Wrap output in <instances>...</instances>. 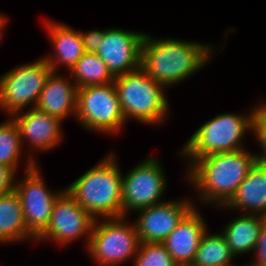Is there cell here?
I'll return each mask as SVG.
<instances>
[{"label": "cell", "instance_id": "cell-17", "mask_svg": "<svg viewBox=\"0 0 266 266\" xmlns=\"http://www.w3.org/2000/svg\"><path fill=\"white\" fill-rule=\"evenodd\" d=\"M52 71L43 87L36 109L62 121L75 118L77 86L68 73ZM70 116V117H69Z\"/></svg>", "mask_w": 266, "mask_h": 266}, {"label": "cell", "instance_id": "cell-13", "mask_svg": "<svg viewBox=\"0 0 266 266\" xmlns=\"http://www.w3.org/2000/svg\"><path fill=\"white\" fill-rule=\"evenodd\" d=\"M193 198L168 199L136 211L138 239L144 243H163L183 217L195 206Z\"/></svg>", "mask_w": 266, "mask_h": 266}, {"label": "cell", "instance_id": "cell-18", "mask_svg": "<svg viewBox=\"0 0 266 266\" xmlns=\"http://www.w3.org/2000/svg\"><path fill=\"white\" fill-rule=\"evenodd\" d=\"M219 208L266 217V166L255 163L234 196Z\"/></svg>", "mask_w": 266, "mask_h": 266}, {"label": "cell", "instance_id": "cell-4", "mask_svg": "<svg viewBox=\"0 0 266 266\" xmlns=\"http://www.w3.org/2000/svg\"><path fill=\"white\" fill-rule=\"evenodd\" d=\"M249 110L216 114L200 125L178 151L177 155L187 160L185 166L188 168L195 160L210 154L245 149V137L252 133L255 103Z\"/></svg>", "mask_w": 266, "mask_h": 266}, {"label": "cell", "instance_id": "cell-25", "mask_svg": "<svg viewBox=\"0 0 266 266\" xmlns=\"http://www.w3.org/2000/svg\"><path fill=\"white\" fill-rule=\"evenodd\" d=\"M252 118V133L260 147L258 152H254L256 163L266 166V98L257 102Z\"/></svg>", "mask_w": 266, "mask_h": 266}, {"label": "cell", "instance_id": "cell-26", "mask_svg": "<svg viewBox=\"0 0 266 266\" xmlns=\"http://www.w3.org/2000/svg\"><path fill=\"white\" fill-rule=\"evenodd\" d=\"M80 34L83 40L84 50L88 53H97L101 47V43L104 42L105 28L93 29L90 31H81Z\"/></svg>", "mask_w": 266, "mask_h": 266}, {"label": "cell", "instance_id": "cell-8", "mask_svg": "<svg viewBox=\"0 0 266 266\" xmlns=\"http://www.w3.org/2000/svg\"><path fill=\"white\" fill-rule=\"evenodd\" d=\"M43 58L18 65L0 75V113L7 117L35 108L52 72Z\"/></svg>", "mask_w": 266, "mask_h": 266}, {"label": "cell", "instance_id": "cell-2", "mask_svg": "<svg viewBox=\"0 0 266 266\" xmlns=\"http://www.w3.org/2000/svg\"><path fill=\"white\" fill-rule=\"evenodd\" d=\"M255 163V154L249 148L195 160L183 172L184 180L194 190V205H210L217 210L225 206Z\"/></svg>", "mask_w": 266, "mask_h": 266}, {"label": "cell", "instance_id": "cell-20", "mask_svg": "<svg viewBox=\"0 0 266 266\" xmlns=\"http://www.w3.org/2000/svg\"><path fill=\"white\" fill-rule=\"evenodd\" d=\"M27 230L19 195L14 190L0 196V246L16 242H35Z\"/></svg>", "mask_w": 266, "mask_h": 266}, {"label": "cell", "instance_id": "cell-6", "mask_svg": "<svg viewBox=\"0 0 266 266\" xmlns=\"http://www.w3.org/2000/svg\"><path fill=\"white\" fill-rule=\"evenodd\" d=\"M128 216L96 219L84 249L96 266H120L132 262L140 244L134 221ZM130 260V261H128Z\"/></svg>", "mask_w": 266, "mask_h": 266}, {"label": "cell", "instance_id": "cell-12", "mask_svg": "<svg viewBox=\"0 0 266 266\" xmlns=\"http://www.w3.org/2000/svg\"><path fill=\"white\" fill-rule=\"evenodd\" d=\"M11 118L18 126L23 149L30 146L28 150L24 149L27 154L26 158L23 157L26 160L23 165L24 171L39 164L36 160L37 153L50 151L63 142L65 134L62 123L64 121L56 116L31 108L15 113Z\"/></svg>", "mask_w": 266, "mask_h": 266}, {"label": "cell", "instance_id": "cell-15", "mask_svg": "<svg viewBox=\"0 0 266 266\" xmlns=\"http://www.w3.org/2000/svg\"><path fill=\"white\" fill-rule=\"evenodd\" d=\"M194 206L163 241L177 266H191L204 232L209 229L206 219Z\"/></svg>", "mask_w": 266, "mask_h": 266}, {"label": "cell", "instance_id": "cell-19", "mask_svg": "<svg viewBox=\"0 0 266 266\" xmlns=\"http://www.w3.org/2000/svg\"><path fill=\"white\" fill-rule=\"evenodd\" d=\"M233 219L227 221L220 230L225 236L231 253L236 258L254 253L258 237L263 224L262 215L237 213Z\"/></svg>", "mask_w": 266, "mask_h": 266}, {"label": "cell", "instance_id": "cell-31", "mask_svg": "<svg viewBox=\"0 0 266 266\" xmlns=\"http://www.w3.org/2000/svg\"><path fill=\"white\" fill-rule=\"evenodd\" d=\"M232 266H246V263L245 264H243V265H239V264H234V265H232Z\"/></svg>", "mask_w": 266, "mask_h": 266}, {"label": "cell", "instance_id": "cell-27", "mask_svg": "<svg viewBox=\"0 0 266 266\" xmlns=\"http://www.w3.org/2000/svg\"><path fill=\"white\" fill-rule=\"evenodd\" d=\"M17 173L6 165L0 164V196L15 190Z\"/></svg>", "mask_w": 266, "mask_h": 266}, {"label": "cell", "instance_id": "cell-16", "mask_svg": "<svg viewBox=\"0 0 266 266\" xmlns=\"http://www.w3.org/2000/svg\"><path fill=\"white\" fill-rule=\"evenodd\" d=\"M45 20L44 28L47 30L54 52L51 51V54L44 55L42 58L54 72H60L62 67H65L66 73H69L85 53L80 30L76 31L64 22Z\"/></svg>", "mask_w": 266, "mask_h": 266}, {"label": "cell", "instance_id": "cell-3", "mask_svg": "<svg viewBox=\"0 0 266 266\" xmlns=\"http://www.w3.org/2000/svg\"><path fill=\"white\" fill-rule=\"evenodd\" d=\"M116 155L114 150L109 151L65 187L94 220L122 216V171Z\"/></svg>", "mask_w": 266, "mask_h": 266}, {"label": "cell", "instance_id": "cell-24", "mask_svg": "<svg viewBox=\"0 0 266 266\" xmlns=\"http://www.w3.org/2000/svg\"><path fill=\"white\" fill-rule=\"evenodd\" d=\"M132 266H177L163 243L140 242Z\"/></svg>", "mask_w": 266, "mask_h": 266}, {"label": "cell", "instance_id": "cell-7", "mask_svg": "<svg viewBox=\"0 0 266 266\" xmlns=\"http://www.w3.org/2000/svg\"><path fill=\"white\" fill-rule=\"evenodd\" d=\"M75 119L86 131L118 136L126 125L114 83L77 89Z\"/></svg>", "mask_w": 266, "mask_h": 266}, {"label": "cell", "instance_id": "cell-5", "mask_svg": "<svg viewBox=\"0 0 266 266\" xmlns=\"http://www.w3.org/2000/svg\"><path fill=\"white\" fill-rule=\"evenodd\" d=\"M126 122L162 126L170 116L166 87L149 77L140 67L114 78ZM165 123V124H164Z\"/></svg>", "mask_w": 266, "mask_h": 266}, {"label": "cell", "instance_id": "cell-29", "mask_svg": "<svg viewBox=\"0 0 266 266\" xmlns=\"http://www.w3.org/2000/svg\"><path fill=\"white\" fill-rule=\"evenodd\" d=\"M2 13L3 12H0V43H1L2 37L4 36L3 34H4L5 26L9 22V17L6 16L7 14H2Z\"/></svg>", "mask_w": 266, "mask_h": 266}, {"label": "cell", "instance_id": "cell-10", "mask_svg": "<svg viewBox=\"0 0 266 266\" xmlns=\"http://www.w3.org/2000/svg\"><path fill=\"white\" fill-rule=\"evenodd\" d=\"M23 174V178H16L15 191L21 200L27 230L37 238L48 226L53 205L65 187L50 190L38 164Z\"/></svg>", "mask_w": 266, "mask_h": 266}, {"label": "cell", "instance_id": "cell-9", "mask_svg": "<svg viewBox=\"0 0 266 266\" xmlns=\"http://www.w3.org/2000/svg\"><path fill=\"white\" fill-rule=\"evenodd\" d=\"M166 177L163 163L153 155L122 173V216L167 201L161 199L168 187Z\"/></svg>", "mask_w": 266, "mask_h": 266}, {"label": "cell", "instance_id": "cell-1", "mask_svg": "<svg viewBox=\"0 0 266 266\" xmlns=\"http://www.w3.org/2000/svg\"><path fill=\"white\" fill-rule=\"evenodd\" d=\"M145 33L141 45V68L167 89L184 82L212 61L224 46L208 42L157 38ZM222 47V48H220ZM219 48V49H218ZM217 50V51H216ZM220 50V51H219Z\"/></svg>", "mask_w": 266, "mask_h": 266}, {"label": "cell", "instance_id": "cell-22", "mask_svg": "<svg viewBox=\"0 0 266 266\" xmlns=\"http://www.w3.org/2000/svg\"><path fill=\"white\" fill-rule=\"evenodd\" d=\"M69 74L77 89L114 82V77L108 71L105 62L96 53L85 52Z\"/></svg>", "mask_w": 266, "mask_h": 266}, {"label": "cell", "instance_id": "cell-28", "mask_svg": "<svg viewBox=\"0 0 266 266\" xmlns=\"http://www.w3.org/2000/svg\"><path fill=\"white\" fill-rule=\"evenodd\" d=\"M253 254L255 258L250 259V262L256 266H266V217L263 218L258 243Z\"/></svg>", "mask_w": 266, "mask_h": 266}, {"label": "cell", "instance_id": "cell-23", "mask_svg": "<svg viewBox=\"0 0 266 266\" xmlns=\"http://www.w3.org/2000/svg\"><path fill=\"white\" fill-rule=\"evenodd\" d=\"M0 123V164L11 167L18 175L24 156L17 124L11 117ZM19 168V169H18Z\"/></svg>", "mask_w": 266, "mask_h": 266}, {"label": "cell", "instance_id": "cell-21", "mask_svg": "<svg viewBox=\"0 0 266 266\" xmlns=\"http://www.w3.org/2000/svg\"><path fill=\"white\" fill-rule=\"evenodd\" d=\"M236 259L223 233H211L208 229L204 232L195 260L191 266H232Z\"/></svg>", "mask_w": 266, "mask_h": 266}, {"label": "cell", "instance_id": "cell-30", "mask_svg": "<svg viewBox=\"0 0 266 266\" xmlns=\"http://www.w3.org/2000/svg\"><path fill=\"white\" fill-rule=\"evenodd\" d=\"M246 266H256V265L249 261L247 262Z\"/></svg>", "mask_w": 266, "mask_h": 266}, {"label": "cell", "instance_id": "cell-11", "mask_svg": "<svg viewBox=\"0 0 266 266\" xmlns=\"http://www.w3.org/2000/svg\"><path fill=\"white\" fill-rule=\"evenodd\" d=\"M94 221L93 217L64 191L53 205L48 226L35 241H50L65 247L82 239L86 249Z\"/></svg>", "mask_w": 266, "mask_h": 266}, {"label": "cell", "instance_id": "cell-14", "mask_svg": "<svg viewBox=\"0 0 266 266\" xmlns=\"http://www.w3.org/2000/svg\"><path fill=\"white\" fill-rule=\"evenodd\" d=\"M145 33L117 27L105 29L104 42L96 54L114 78L141 67V45Z\"/></svg>", "mask_w": 266, "mask_h": 266}]
</instances>
